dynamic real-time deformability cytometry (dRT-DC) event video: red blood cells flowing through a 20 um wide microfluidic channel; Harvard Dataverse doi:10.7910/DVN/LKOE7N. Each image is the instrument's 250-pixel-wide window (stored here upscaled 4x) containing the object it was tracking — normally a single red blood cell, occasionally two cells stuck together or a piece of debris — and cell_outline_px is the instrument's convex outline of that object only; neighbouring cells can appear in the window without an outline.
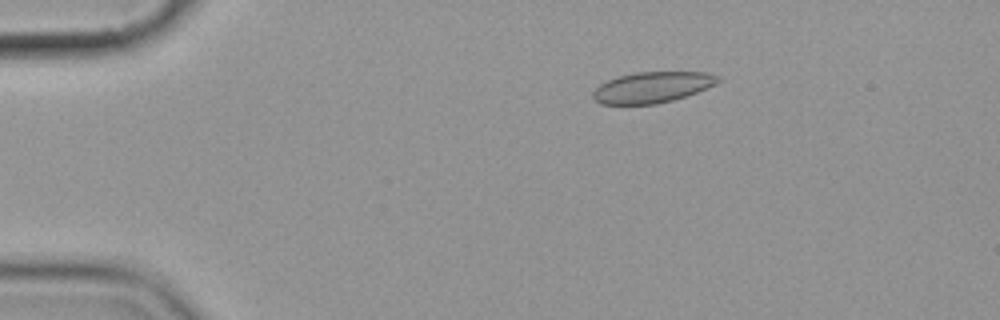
{"species": "common noctule bat (a hibernating species)", "species_latin": "Nyctalus noctula", "temperature_condition": "cold", "stored_images_in_passage": 3, "camera_frame_rate_fps": 3000, "um_per_image_px": 0.085, "animal": {"sex": "female", "body_mass_g": 19.9}, "frame": {"image": 1, "passage_image": 1, "time_ms": 0.0, "image_size_px": [1000, 320], "cell_outline_px": [[720, 80], [716, 84], [696, 92], [672, 100], [656, 104], [600, 104], [592, 96], [592, 92], [600, 84], [608, 80], [620, 76], [636, 72], [704, 72], [720, 76]], "centroid_in_image_um": [55.44, 7.42], "position_along_channel_um": 29.6, "area_um2": 22.31}}